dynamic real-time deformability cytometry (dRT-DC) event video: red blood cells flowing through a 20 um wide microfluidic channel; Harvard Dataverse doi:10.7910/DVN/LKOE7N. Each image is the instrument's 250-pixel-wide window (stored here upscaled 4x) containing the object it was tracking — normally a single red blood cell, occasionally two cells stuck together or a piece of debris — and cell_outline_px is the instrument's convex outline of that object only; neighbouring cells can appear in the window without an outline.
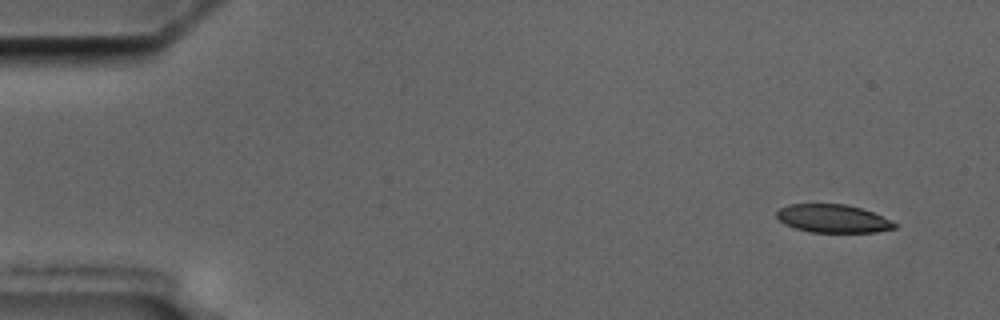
{"species": "common noctule bat (a hibernating species)", "species_latin": "Nyctalus noctula", "temperature_condition": "cold", "stored_images_in_passage": 5, "camera_frame_rate_fps": 3000, "um_per_image_px": 0.085, "animal": {"sex": "male", "body_mass_g": 17.5, "forearm_length_mm": 52.3}, "frame": {"image": 1, "passage_image": 1, "time_ms": 0.0, "image_size_px": [1000, 320], "cell_outline_px": [[896, 228], [876, 232], [812, 232], [796, 228], [784, 224], [776, 216], [776, 212], [780, 208], [788, 204], [844, 204], [860, 208], [872, 212], [892, 220], [896, 224]], "centroid_in_image_um": [70.8, 18.58], "position_along_channel_um": 14.2, "area_um2": 19.25}}
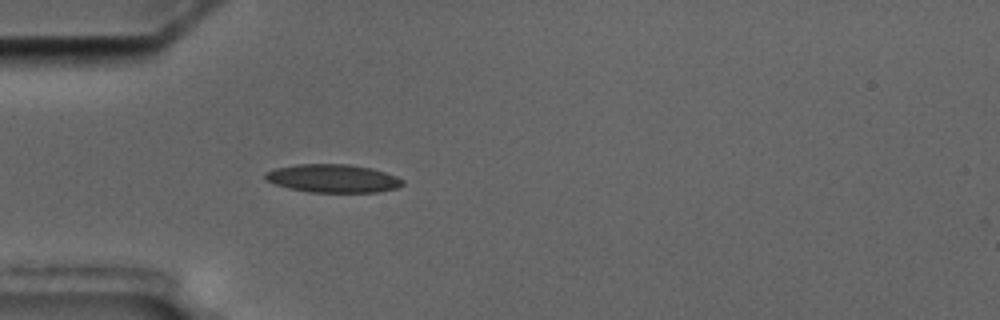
{"frame": {"image": 2, "passage_image": 5, "time_ms": 4.333, "image_size_px": [1000, 320], "cell_outline_px": [[404, 184], [396, 188], [376, 192], [308, 192], [288, 188], [276, 184], [268, 180], [264, 176], [264, 172], [276, 168], [296, 164], [348, 164], [372, 168], [396, 176], [404, 180]], "centroid_in_image_um": [28.3, 15.16], "position_along_channel_um": 56.7, "area_um2": 22.54}}